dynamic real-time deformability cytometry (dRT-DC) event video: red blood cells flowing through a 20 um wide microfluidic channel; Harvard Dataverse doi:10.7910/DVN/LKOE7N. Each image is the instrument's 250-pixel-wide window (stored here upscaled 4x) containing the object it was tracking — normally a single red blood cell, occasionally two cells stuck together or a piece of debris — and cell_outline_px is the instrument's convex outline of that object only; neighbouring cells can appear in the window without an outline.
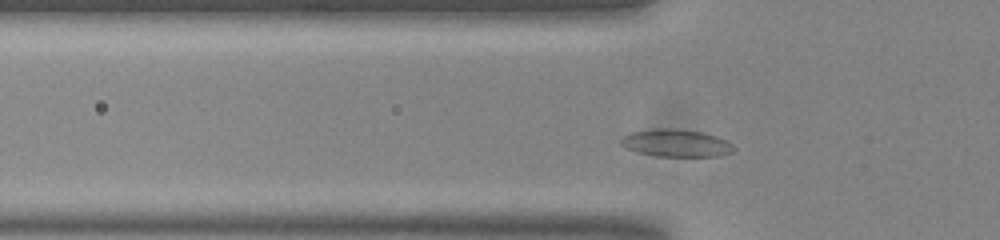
{"species": "common noctule bat (a hibernating species)", "species_latin": "Nyctalus noctula", "temperature_condition": "room temperature", "stored_images_in_passage": 48, "camera_frame_rate_fps": 3000, "um_per_image_px": 0.085, "animal": {"sex": "male", "body_mass_g": 20.0, "forearm_length_mm": 53.3}, "frame": {"image": 1, "passage_image": 10, "time_ms": 3.0, "image_size_px": [1000, 240], "cell_outline_px": [[736, 148], [732, 152], [716, 156], [656, 156], [636, 152], [620, 144], [620, 140], [624, 136], [632, 132], [656, 128], [672, 128], [700, 132], [716, 136], [728, 140]], "centroid_in_image_um": [57.48, 12.16], "position_along_channel_um": 68.3, "area_um2": 17.98}}
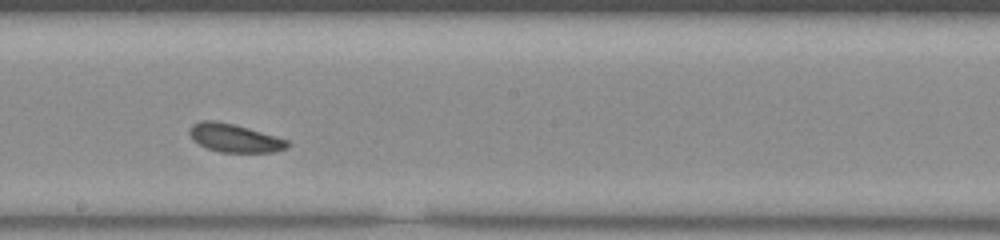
{"frame": {"image": 2, "passage_image": 23, "time_ms": 7.333, "image_size_px": [1000, 240], "cell_outline_px": [[292, 144], [288, 148], [272, 152], [220, 152], [208, 148], [192, 140], [188, 132], [192, 124], [200, 120], [216, 120], [248, 128], [276, 136], [288, 140]], "centroid_in_image_um": [19.94, 11.73], "position_along_channel_um": 228.3, "area_um2": 16.18}}
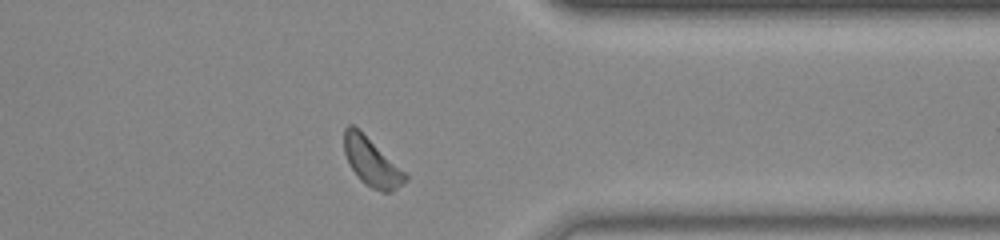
{"frame": {"image": 3, "passage_image": 36, "time_ms": 11.667, "image_size_px": [1000, 240], "cell_outline_px": [[408, 180], [392, 192], [380, 192], [364, 184], [356, 176], [344, 152], [344, 128], [348, 124], [352, 124], [404, 172], [408, 176]], "centroid_in_image_um": [31.57, 13.82], "position_along_channel_um": 379.8, "area_um2": 16.65}, "authors_computed_cell_mechanics": {"area_um2": 16.5019, "velocity_mm_per_s": 3.694, "shape_relaxation_time_tau1_ms": 2.0247, "shape_relaxation_time_tau2_ms": 2.815, "deformation_change_tau1": 0.05, "deformation_change_tau2": 0.0837}}